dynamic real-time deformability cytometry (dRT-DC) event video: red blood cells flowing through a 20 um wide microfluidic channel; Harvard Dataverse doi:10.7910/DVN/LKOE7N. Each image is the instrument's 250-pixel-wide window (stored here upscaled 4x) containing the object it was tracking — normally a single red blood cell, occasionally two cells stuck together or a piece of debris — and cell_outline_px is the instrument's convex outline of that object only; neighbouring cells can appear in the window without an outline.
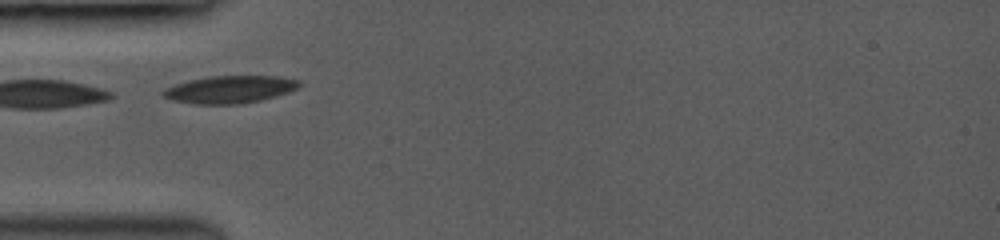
{"species": "common noctule bat (a hibernating species)", "species_latin": "Nyctalus noctula", "temperature_condition": "room temperature", "stored_images_in_passage": 5, "camera_frame_rate_fps": 3000, "um_per_image_px": 0.085, "animal": {"sex": "female", "body_mass_g": 19.0, "forearm_length_mm": 53.3}, "frame": {"image": 1, "passage_image": 3, "time_ms": 1.667, "image_size_px": [1000, 240], "cell_outline_px": [[300, 84], [296, 88], [288, 92], [276, 96], [260, 100], [240, 104], [196, 104], [172, 100], [164, 96], [160, 92], [164, 88], [188, 80], [208, 76], [280, 76], [300, 80]], "centroid_in_image_um": [19.51, 7.59], "position_along_channel_um": 65.5, "area_um2": 21.79}}
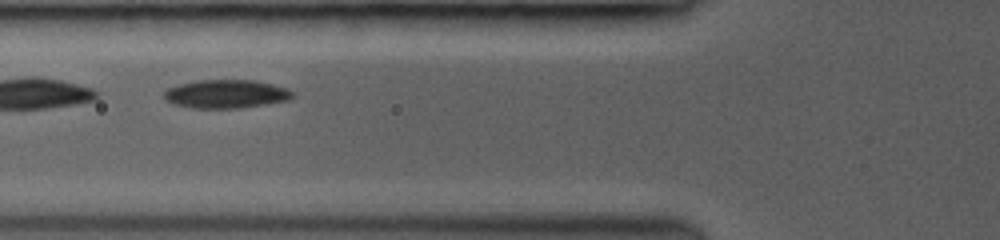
{"frame": {"image": 2, "passage_image": 4, "time_ms": 2.667, "image_size_px": [1000, 240], "cell_outline_px": [[296, 96], [292, 100], [268, 104], [240, 108], [192, 108], [172, 104], [164, 100], [164, 92], [168, 88], [180, 84], [196, 80], [256, 80], [288, 88]], "centroid_in_image_um": [19.25, 7.99], "position_along_channel_um": 106.5, "area_um2": 21.68}}